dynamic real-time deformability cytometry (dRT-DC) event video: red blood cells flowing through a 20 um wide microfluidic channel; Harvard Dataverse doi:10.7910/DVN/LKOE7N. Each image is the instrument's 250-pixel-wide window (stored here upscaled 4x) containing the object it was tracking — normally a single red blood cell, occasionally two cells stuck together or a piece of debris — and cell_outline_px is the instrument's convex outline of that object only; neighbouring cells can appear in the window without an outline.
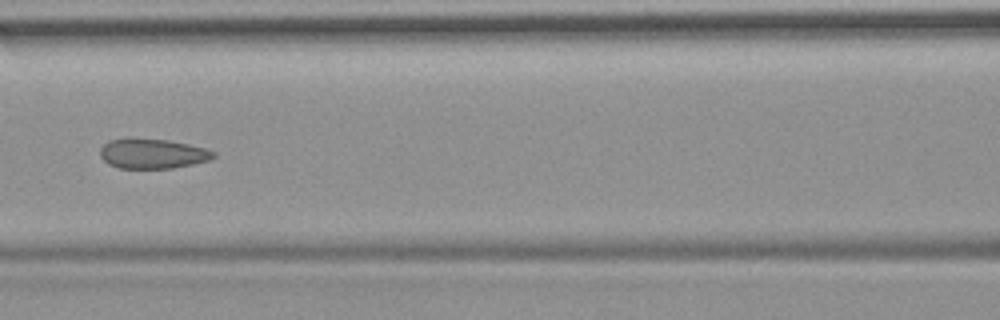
{"species": "common noctule bat (a hibernating species)", "species_latin": "Nyctalus noctula", "temperature_condition": "room temperature", "stored_images_in_passage": 10, "camera_frame_rate_fps": 3000, "um_per_image_px": 0.085, "animal": {"sex": "female", "body_mass_g": 19.9}, "frame": {"image": 1, "passage_image": 7, "time_ms": 8.0, "image_size_px": [1000, 320], "cell_outline_px": [[216, 156], [208, 160], [192, 164], [172, 168], [120, 168], [108, 164], [100, 156], [100, 148], [108, 140], [128, 136], [132, 136], [168, 140], [188, 144], [204, 148], [216, 152]], "centroid_in_image_um": [12.91, 13.02], "position_along_channel_um": 153.7, "area_um2": 20.11}}